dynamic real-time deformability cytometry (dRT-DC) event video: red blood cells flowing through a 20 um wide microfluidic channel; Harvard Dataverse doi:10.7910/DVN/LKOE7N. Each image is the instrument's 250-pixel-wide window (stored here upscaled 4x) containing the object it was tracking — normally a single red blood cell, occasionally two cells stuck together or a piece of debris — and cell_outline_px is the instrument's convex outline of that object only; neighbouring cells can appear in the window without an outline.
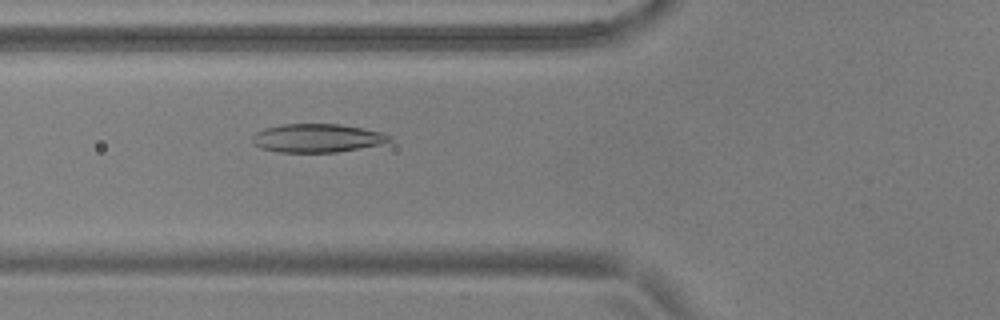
{"species": "common noctule bat (a hibernating species)", "species_latin": "Nyctalus noctula", "temperature_condition": "warm", "stored_images_in_passage": 55, "camera_frame_rate_fps": 3000, "um_per_image_px": 0.085, "animal": {"sex": "male", "body_mass_g": 17.9, "forearm_length_mm": 54.2}, "frame": {"image": 1, "passage_image": 21, "time_ms": 6.667, "image_size_px": [1000, 320], "cell_outline_px": [[392, 140], [380, 144], [360, 148], [336, 152], [280, 152], [260, 148], [252, 144], [252, 136], [256, 132], [264, 128], [284, 124], [340, 124], [380, 132], [392, 136]], "centroid_in_image_um": [26.92, 11.74], "position_along_channel_um": 98.9, "area_um2": 22.66}}
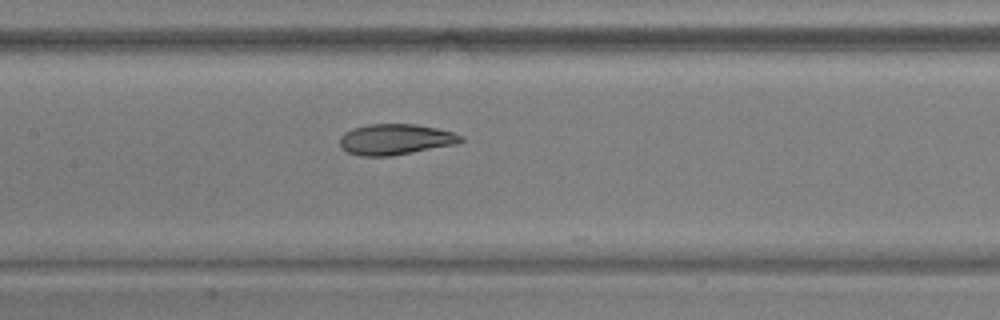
{"frame": {"image": 2, "passage_image": 27, "time_ms": 8.667, "image_size_px": [1000, 320], "cell_outline_px": [[464, 140], [456, 144], [412, 152], [388, 156], [360, 156], [348, 152], [340, 148], [340, 136], [344, 132], [352, 128], [368, 124], [416, 124], [436, 128], [452, 132], [464, 136]], "centroid_in_image_um": [33.59, 11.84], "position_along_channel_um": 173.8, "area_um2": 21.73}}
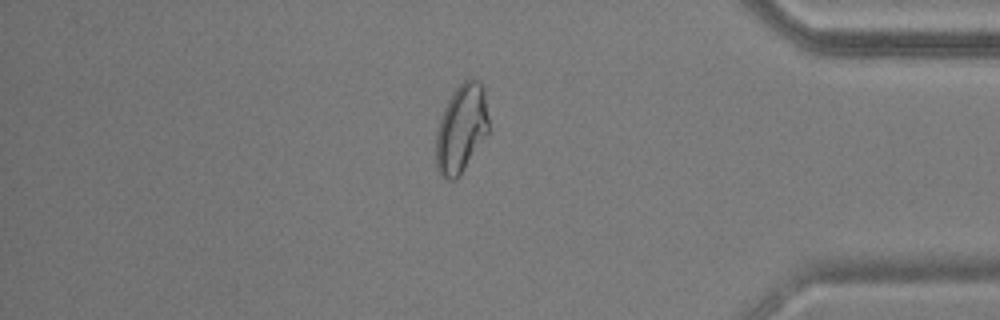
{"frame": {"image": 3, "passage_image": 47, "time_ms": 15.333, "image_size_px": [1000, 320], "cell_outline_px": [[488, 132], [460, 176], [456, 180], [448, 180], [440, 176], [436, 168], [436, 132], [444, 108], [452, 92], [464, 80], [480, 80], [484, 88], [488, 116]], "centroid_in_image_um": [39.2, 10.95], "position_along_channel_um": 396.0, "area_um2": 27.17}, "authors_computed_cell_mechanics": {"area_um2": 23.4668, "velocity_mm_per_s": 3.7194, "shape_relaxation_time_tau1_ms": 6.0687, "shape_relaxation_time_tau2_ms": 1.2992, "deformation_change_tau1": 0.1909, "deformation_change_tau2": 0.0556}}